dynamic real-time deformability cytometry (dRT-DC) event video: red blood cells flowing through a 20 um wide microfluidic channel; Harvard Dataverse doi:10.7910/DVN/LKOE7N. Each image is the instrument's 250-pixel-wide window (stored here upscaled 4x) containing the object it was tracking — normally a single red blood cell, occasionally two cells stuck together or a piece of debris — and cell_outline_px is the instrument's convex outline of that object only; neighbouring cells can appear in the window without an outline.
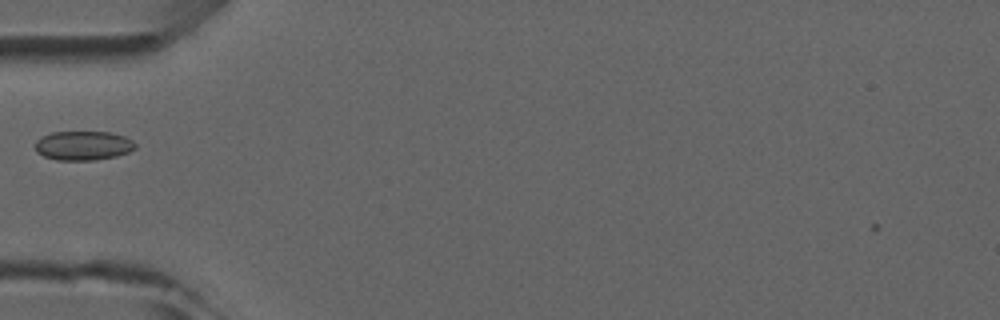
{"species": "common noctule bat (a hibernating species)", "species_latin": "Nyctalus noctula", "temperature_condition": "room temperature", "stored_images_in_passage": 5, "camera_frame_rate_fps": 3000, "um_per_image_px": 0.085, "animal": {"sex": "male", "forearm_length_mm": 52.5}, "frame": {"image": 1, "passage_image": 5, "time_ms": 4.333, "image_size_px": [1000, 320], "cell_outline_px": [[136, 148], [128, 152], [116, 156], [96, 160], [56, 160], [44, 156], [36, 152], [36, 140], [40, 136], [52, 132], [108, 132], [124, 136], [132, 140], [136, 144]], "centroid_in_image_um": [7.06, 12.37], "position_along_channel_um": 77.9, "area_um2": 17.11}}